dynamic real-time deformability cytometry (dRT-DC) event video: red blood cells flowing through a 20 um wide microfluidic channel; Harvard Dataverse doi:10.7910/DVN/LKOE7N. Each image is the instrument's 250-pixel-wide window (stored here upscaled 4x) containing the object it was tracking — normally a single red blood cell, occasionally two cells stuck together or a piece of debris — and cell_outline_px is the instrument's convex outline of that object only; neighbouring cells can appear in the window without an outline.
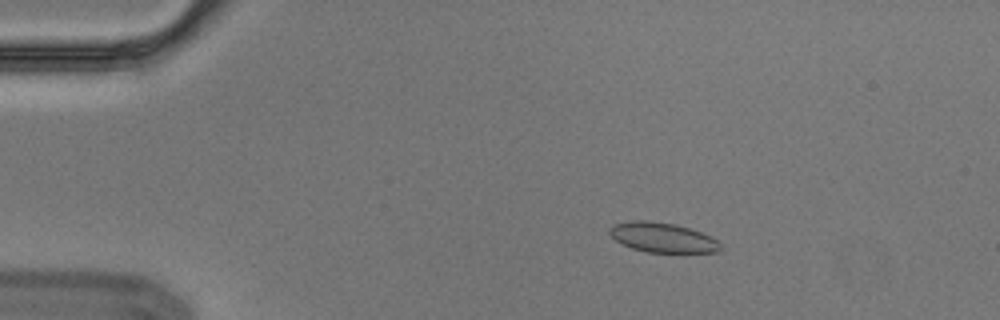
{"species": "Egyptian fruit bat (a non-hibernating species)", "species_latin": "Rousettus aegyptiacus", "temperature_condition": "cold", "stored_images_in_passage": 5, "camera_frame_rate_fps": 3000, "um_per_image_px": 0.085, "animal": {"sex": "male"}, "frame": {"image": 1, "passage_image": 3, "time_ms": 0.667, "image_size_px": [1000, 320], "cell_outline_px": [[724, 248], [716, 252], [684, 256], [648, 252], [632, 248], [616, 240], [608, 232], [608, 228], [612, 224], [632, 220], [644, 220], [676, 224], [712, 236]], "centroid_in_image_um": [56.39, 20.24], "position_along_channel_um": 28.6, "area_um2": 20.17}}